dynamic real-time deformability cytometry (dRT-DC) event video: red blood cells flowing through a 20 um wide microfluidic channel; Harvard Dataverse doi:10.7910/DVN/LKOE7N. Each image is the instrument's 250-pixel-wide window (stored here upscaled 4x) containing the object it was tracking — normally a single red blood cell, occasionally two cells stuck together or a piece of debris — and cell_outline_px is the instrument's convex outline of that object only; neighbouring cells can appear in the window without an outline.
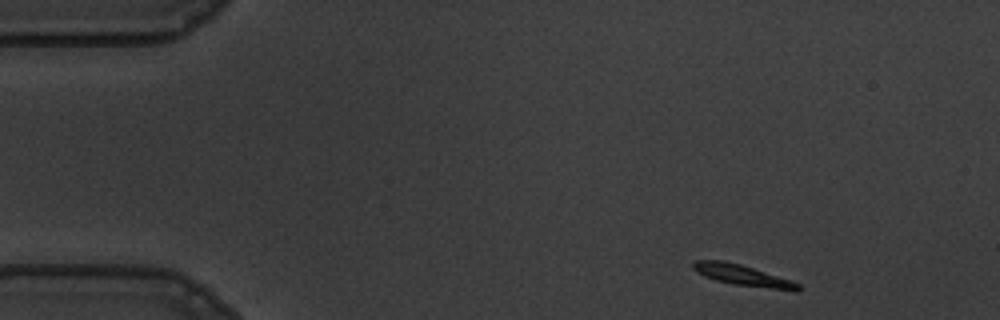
{"species": "common noctule bat (a hibernating species)", "species_latin": "Nyctalus noctula", "temperature_condition": "warm", "stored_images_in_passage": 51, "camera_frame_rate_fps": 3000, "um_per_image_px": 0.085, "animal": {"sex": "male", "body_mass_g": 19.5, "forearm_length_mm": 54.6}, "frame": {"image": 1, "passage_image": 1, "time_ms": 0.0, "image_size_px": [1000, 320], "cell_outline_px": [[800, 288], [796, 292], [736, 284], [716, 280], [704, 276], [696, 272], [692, 268], [692, 264], [696, 260], [724, 260], [740, 264], [792, 280], [800, 284]], "centroid_in_image_um": [63.15, 23.4], "position_along_channel_um": 21.9, "area_um2": 12.77}}
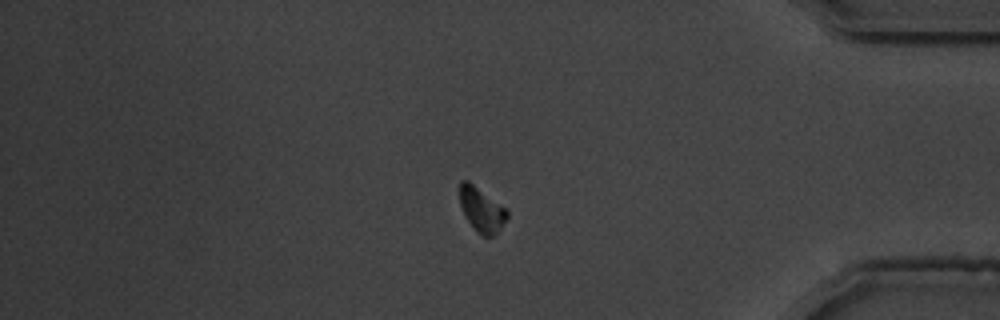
{"frame": {"image": 2, "passage_image": 42, "time_ms": 13.667, "image_size_px": [1000, 320], "cell_outline_px": [[508, 216], [496, 232], [492, 236], [484, 236], [468, 220], [460, 204], [460, 180], [468, 180], [508, 208]], "centroid_in_image_um": [40.96, 17.75], "position_along_channel_um": 394.2, "area_um2": 11.96}}
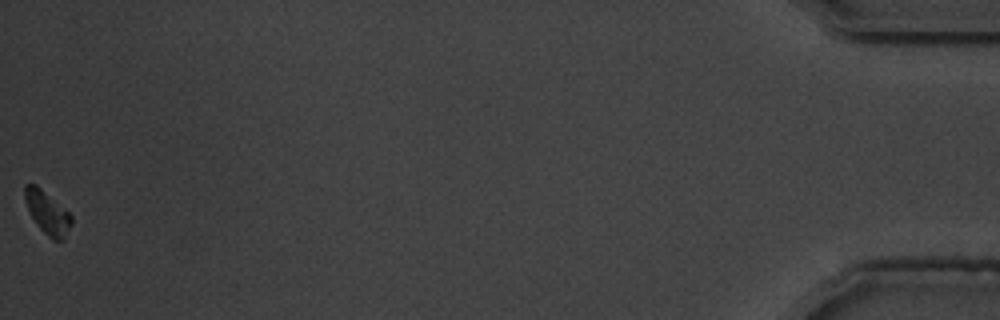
{"frame": {"image": 3, "passage_image": 51, "time_ms": 16.667, "image_size_px": [1000, 320], "cell_outline_px": [[72, 224], [64, 240], [52, 240], [40, 228], [32, 216], [24, 200], [24, 184], [36, 184], [68, 212], [72, 216]], "centroid_in_image_um": [4.03, 18.08], "position_along_channel_um": 431.2, "area_um2": 11.44}, "authors_computed_cell_mechanics": {"area_um2": 12.8894, "velocity_mm_per_s": 3.5354, "shape_relaxation_time_tau1_ms": 3.868, "shape_relaxation_time_tau2_ms": 5.4102, "deformation_change_tau1": 0.1519, "deformation_change_tau2": 0.0748}}